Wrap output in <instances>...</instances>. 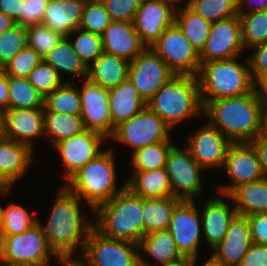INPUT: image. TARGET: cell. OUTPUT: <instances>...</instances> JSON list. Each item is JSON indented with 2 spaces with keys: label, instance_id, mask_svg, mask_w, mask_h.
Instances as JSON below:
<instances>
[{
  "label": "cell",
  "instance_id": "6da1fadb",
  "mask_svg": "<svg viewBox=\"0 0 267 266\" xmlns=\"http://www.w3.org/2000/svg\"><path fill=\"white\" fill-rule=\"evenodd\" d=\"M203 115L231 143L252 142L261 136L267 110L256 90L239 97L209 101Z\"/></svg>",
  "mask_w": 267,
  "mask_h": 266
},
{
  "label": "cell",
  "instance_id": "7a4b0ae2",
  "mask_svg": "<svg viewBox=\"0 0 267 266\" xmlns=\"http://www.w3.org/2000/svg\"><path fill=\"white\" fill-rule=\"evenodd\" d=\"M79 201L80 198L76 194L65 185L61 186L50 216L42 226L48 245L57 256H73L77 244L81 246V254L88 234L93 228V222L80 213Z\"/></svg>",
  "mask_w": 267,
  "mask_h": 266
},
{
  "label": "cell",
  "instance_id": "3957f363",
  "mask_svg": "<svg viewBox=\"0 0 267 266\" xmlns=\"http://www.w3.org/2000/svg\"><path fill=\"white\" fill-rule=\"evenodd\" d=\"M142 212L143 198L125 187L93 211V227L105 237L139 244L144 237Z\"/></svg>",
  "mask_w": 267,
  "mask_h": 266
},
{
  "label": "cell",
  "instance_id": "277c9868",
  "mask_svg": "<svg viewBox=\"0 0 267 266\" xmlns=\"http://www.w3.org/2000/svg\"><path fill=\"white\" fill-rule=\"evenodd\" d=\"M236 59L201 62L197 79L203 107L209 101L239 97L255 90L248 59L246 65Z\"/></svg>",
  "mask_w": 267,
  "mask_h": 266
},
{
  "label": "cell",
  "instance_id": "5b68a950",
  "mask_svg": "<svg viewBox=\"0 0 267 266\" xmlns=\"http://www.w3.org/2000/svg\"><path fill=\"white\" fill-rule=\"evenodd\" d=\"M171 130L185 119L203 115L197 76L174 75L146 103Z\"/></svg>",
  "mask_w": 267,
  "mask_h": 266
},
{
  "label": "cell",
  "instance_id": "8992f818",
  "mask_svg": "<svg viewBox=\"0 0 267 266\" xmlns=\"http://www.w3.org/2000/svg\"><path fill=\"white\" fill-rule=\"evenodd\" d=\"M112 148L103 150L94 159L75 172L64 184L72 193L88 203L92 211L109 202L121 192L117 190V176Z\"/></svg>",
  "mask_w": 267,
  "mask_h": 266
},
{
  "label": "cell",
  "instance_id": "52a82bcc",
  "mask_svg": "<svg viewBox=\"0 0 267 266\" xmlns=\"http://www.w3.org/2000/svg\"><path fill=\"white\" fill-rule=\"evenodd\" d=\"M51 256L57 257L48 245L39 220L23 233L0 240V262L6 265L47 266Z\"/></svg>",
  "mask_w": 267,
  "mask_h": 266
},
{
  "label": "cell",
  "instance_id": "ba28073f",
  "mask_svg": "<svg viewBox=\"0 0 267 266\" xmlns=\"http://www.w3.org/2000/svg\"><path fill=\"white\" fill-rule=\"evenodd\" d=\"M138 250L139 244L105 237L93 227L80 256L90 266H153Z\"/></svg>",
  "mask_w": 267,
  "mask_h": 266
},
{
  "label": "cell",
  "instance_id": "9c48e42d",
  "mask_svg": "<svg viewBox=\"0 0 267 266\" xmlns=\"http://www.w3.org/2000/svg\"><path fill=\"white\" fill-rule=\"evenodd\" d=\"M171 128L147 106L115 126L110 138L130 145L132 150L162 141H170Z\"/></svg>",
  "mask_w": 267,
  "mask_h": 266
},
{
  "label": "cell",
  "instance_id": "30bf717a",
  "mask_svg": "<svg viewBox=\"0 0 267 266\" xmlns=\"http://www.w3.org/2000/svg\"><path fill=\"white\" fill-rule=\"evenodd\" d=\"M151 48L175 75L197 76L201 65L199 52L175 23L165 29Z\"/></svg>",
  "mask_w": 267,
  "mask_h": 266
},
{
  "label": "cell",
  "instance_id": "8fae6325",
  "mask_svg": "<svg viewBox=\"0 0 267 266\" xmlns=\"http://www.w3.org/2000/svg\"><path fill=\"white\" fill-rule=\"evenodd\" d=\"M203 168L192 158L189 149L173 146L167 156L165 170L169 176L172 196L194 201L203 190L199 172ZM181 191V192H180Z\"/></svg>",
  "mask_w": 267,
  "mask_h": 266
},
{
  "label": "cell",
  "instance_id": "7c38bea8",
  "mask_svg": "<svg viewBox=\"0 0 267 266\" xmlns=\"http://www.w3.org/2000/svg\"><path fill=\"white\" fill-rule=\"evenodd\" d=\"M174 75L164 60L151 47H146L129 62L128 79L138 89L140 97L146 103Z\"/></svg>",
  "mask_w": 267,
  "mask_h": 266
},
{
  "label": "cell",
  "instance_id": "4fadbf2b",
  "mask_svg": "<svg viewBox=\"0 0 267 266\" xmlns=\"http://www.w3.org/2000/svg\"><path fill=\"white\" fill-rule=\"evenodd\" d=\"M223 168L231 180V185H221L218 190L224 198L239 186L264 178L257 151L251 142L231 143Z\"/></svg>",
  "mask_w": 267,
  "mask_h": 266
},
{
  "label": "cell",
  "instance_id": "5bb4252c",
  "mask_svg": "<svg viewBox=\"0 0 267 266\" xmlns=\"http://www.w3.org/2000/svg\"><path fill=\"white\" fill-rule=\"evenodd\" d=\"M79 89L80 95V117L84 128L101 134L104 138L112 135V118L109 108V89L90 82L88 79L82 81Z\"/></svg>",
  "mask_w": 267,
  "mask_h": 266
},
{
  "label": "cell",
  "instance_id": "9a60e30c",
  "mask_svg": "<svg viewBox=\"0 0 267 266\" xmlns=\"http://www.w3.org/2000/svg\"><path fill=\"white\" fill-rule=\"evenodd\" d=\"M243 50L240 19L235 16L212 23L199 58L200 62L239 58Z\"/></svg>",
  "mask_w": 267,
  "mask_h": 266
},
{
  "label": "cell",
  "instance_id": "2e32d148",
  "mask_svg": "<svg viewBox=\"0 0 267 266\" xmlns=\"http://www.w3.org/2000/svg\"><path fill=\"white\" fill-rule=\"evenodd\" d=\"M195 201L182 200L174 209L168 231L183 257L197 260L201 234V217Z\"/></svg>",
  "mask_w": 267,
  "mask_h": 266
},
{
  "label": "cell",
  "instance_id": "e0dca14e",
  "mask_svg": "<svg viewBox=\"0 0 267 266\" xmlns=\"http://www.w3.org/2000/svg\"><path fill=\"white\" fill-rule=\"evenodd\" d=\"M185 145L192 158L204 169L222 168L231 142L209 122L189 135Z\"/></svg>",
  "mask_w": 267,
  "mask_h": 266
},
{
  "label": "cell",
  "instance_id": "ac0fdd59",
  "mask_svg": "<svg viewBox=\"0 0 267 266\" xmlns=\"http://www.w3.org/2000/svg\"><path fill=\"white\" fill-rule=\"evenodd\" d=\"M176 6L164 0H143L133 25L146 47H151L175 22Z\"/></svg>",
  "mask_w": 267,
  "mask_h": 266
},
{
  "label": "cell",
  "instance_id": "d6986e66",
  "mask_svg": "<svg viewBox=\"0 0 267 266\" xmlns=\"http://www.w3.org/2000/svg\"><path fill=\"white\" fill-rule=\"evenodd\" d=\"M252 243L247 216L236 214L224 239L212 249L213 253L209 259L217 266H239Z\"/></svg>",
  "mask_w": 267,
  "mask_h": 266
},
{
  "label": "cell",
  "instance_id": "ffe728a7",
  "mask_svg": "<svg viewBox=\"0 0 267 266\" xmlns=\"http://www.w3.org/2000/svg\"><path fill=\"white\" fill-rule=\"evenodd\" d=\"M104 137L85 129L72 138L61 141L54 147L60 153L66 169L64 178L67 181L75 172L94 159L102 150Z\"/></svg>",
  "mask_w": 267,
  "mask_h": 266
},
{
  "label": "cell",
  "instance_id": "44dd1931",
  "mask_svg": "<svg viewBox=\"0 0 267 266\" xmlns=\"http://www.w3.org/2000/svg\"><path fill=\"white\" fill-rule=\"evenodd\" d=\"M44 136V108L5 110L3 137L34 149L32 139Z\"/></svg>",
  "mask_w": 267,
  "mask_h": 266
},
{
  "label": "cell",
  "instance_id": "7402d4cb",
  "mask_svg": "<svg viewBox=\"0 0 267 266\" xmlns=\"http://www.w3.org/2000/svg\"><path fill=\"white\" fill-rule=\"evenodd\" d=\"M101 36L105 53L129 62L146 48L131 22L111 21Z\"/></svg>",
  "mask_w": 267,
  "mask_h": 266
},
{
  "label": "cell",
  "instance_id": "603a6c76",
  "mask_svg": "<svg viewBox=\"0 0 267 266\" xmlns=\"http://www.w3.org/2000/svg\"><path fill=\"white\" fill-rule=\"evenodd\" d=\"M200 215L202 232L211 250L214 249L226 235L231 220L237 214L235 206L232 207L222 198H210L202 208Z\"/></svg>",
  "mask_w": 267,
  "mask_h": 266
},
{
  "label": "cell",
  "instance_id": "cb8c5ba5",
  "mask_svg": "<svg viewBox=\"0 0 267 266\" xmlns=\"http://www.w3.org/2000/svg\"><path fill=\"white\" fill-rule=\"evenodd\" d=\"M88 0H49L42 24L68 37L79 28Z\"/></svg>",
  "mask_w": 267,
  "mask_h": 266
},
{
  "label": "cell",
  "instance_id": "d4e9b609",
  "mask_svg": "<svg viewBox=\"0 0 267 266\" xmlns=\"http://www.w3.org/2000/svg\"><path fill=\"white\" fill-rule=\"evenodd\" d=\"M146 107L138 89L127 79L116 87L109 89V108L112 118V134L115 126L129 120Z\"/></svg>",
  "mask_w": 267,
  "mask_h": 266
},
{
  "label": "cell",
  "instance_id": "484cf974",
  "mask_svg": "<svg viewBox=\"0 0 267 266\" xmlns=\"http://www.w3.org/2000/svg\"><path fill=\"white\" fill-rule=\"evenodd\" d=\"M128 67V60L103 52L88 66L87 79L105 89H111L128 79Z\"/></svg>",
  "mask_w": 267,
  "mask_h": 266
},
{
  "label": "cell",
  "instance_id": "4316f807",
  "mask_svg": "<svg viewBox=\"0 0 267 266\" xmlns=\"http://www.w3.org/2000/svg\"><path fill=\"white\" fill-rule=\"evenodd\" d=\"M33 153L26 144L0 138V168L13 183L23 178L34 160Z\"/></svg>",
  "mask_w": 267,
  "mask_h": 266
},
{
  "label": "cell",
  "instance_id": "83f0119b",
  "mask_svg": "<svg viewBox=\"0 0 267 266\" xmlns=\"http://www.w3.org/2000/svg\"><path fill=\"white\" fill-rule=\"evenodd\" d=\"M126 187L142 198H167L172 196L169 176L165 168L151 171H133Z\"/></svg>",
  "mask_w": 267,
  "mask_h": 266
},
{
  "label": "cell",
  "instance_id": "f1b7e54d",
  "mask_svg": "<svg viewBox=\"0 0 267 266\" xmlns=\"http://www.w3.org/2000/svg\"><path fill=\"white\" fill-rule=\"evenodd\" d=\"M226 196L232 199L237 214L250 216L267 212V179L243 184Z\"/></svg>",
  "mask_w": 267,
  "mask_h": 266
},
{
  "label": "cell",
  "instance_id": "f546056e",
  "mask_svg": "<svg viewBox=\"0 0 267 266\" xmlns=\"http://www.w3.org/2000/svg\"><path fill=\"white\" fill-rule=\"evenodd\" d=\"M182 200L174 196L167 198H143L142 220L144 236L169 227L175 207Z\"/></svg>",
  "mask_w": 267,
  "mask_h": 266
},
{
  "label": "cell",
  "instance_id": "4dcf8cb0",
  "mask_svg": "<svg viewBox=\"0 0 267 266\" xmlns=\"http://www.w3.org/2000/svg\"><path fill=\"white\" fill-rule=\"evenodd\" d=\"M43 59L58 72L60 77L61 73L65 72L72 74V77L77 75L83 80L87 79L88 67L75 53L67 37H64Z\"/></svg>",
  "mask_w": 267,
  "mask_h": 266
},
{
  "label": "cell",
  "instance_id": "1f68e13d",
  "mask_svg": "<svg viewBox=\"0 0 267 266\" xmlns=\"http://www.w3.org/2000/svg\"><path fill=\"white\" fill-rule=\"evenodd\" d=\"M174 23L180 28L192 46L200 53L210 34L212 22L203 19L186 5L182 8H176Z\"/></svg>",
  "mask_w": 267,
  "mask_h": 266
},
{
  "label": "cell",
  "instance_id": "d6a6232c",
  "mask_svg": "<svg viewBox=\"0 0 267 266\" xmlns=\"http://www.w3.org/2000/svg\"><path fill=\"white\" fill-rule=\"evenodd\" d=\"M139 248L140 253H146L158 261V266L183 258L168 230L146 234L140 241Z\"/></svg>",
  "mask_w": 267,
  "mask_h": 266
},
{
  "label": "cell",
  "instance_id": "836d02e7",
  "mask_svg": "<svg viewBox=\"0 0 267 266\" xmlns=\"http://www.w3.org/2000/svg\"><path fill=\"white\" fill-rule=\"evenodd\" d=\"M80 115L44 112V135L49 136L53 147L84 131Z\"/></svg>",
  "mask_w": 267,
  "mask_h": 266
},
{
  "label": "cell",
  "instance_id": "e575fe53",
  "mask_svg": "<svg viewBox=\"0 0 267 266\" xmlns=\"http://www.w3.org/2000/svg\"><path fill=\"white\" fill-rule=\"evenodd\" d=\"M80 110L79 89L75 87L73 79L57 87L44 100V112L80 115Z\"/></svg>",
  "mask_w": 267,
  "mask_h": 266
},
{
  "label": "cell",
  "instance_id": "d590c367",
  "mask_svg": "<svg viewBox=\"0 0 267 266\" xmlns=\"http://www.w3.org/2000/svg\"><path fill=\"white\" fill-rule=\"evenodd\" d=\"M8 108H44L45 97L40 94L27 78L8 76Z\"/></svg>",
  "mask_w": 267,
  "mask_h": 266
},
{
  "label": "cell",
  "instance_id": "8d00e7d4",
  "mask_svg": "<svg viewBox=\"0 0 267 266\" xmlns=\"http://www.w3.org/2000/svg\"><path fill=\"white\" fill-rule=\"evenodd\" d=\"M171 141H162L139 148L132 153L134 171H151L165 168L168 153L174 146Z\"/></svg>",
  "mask_w": 267,
  "mask_h": 266
},
{
  "label": "cell",
  "instance_id": "74e56055",
  "mask_svg": "<svg viewBox=\"0 0 267 266\" xmlns=\"http://www.w3.org/2000/svg\"><path fill=\"white\" fill-rule=\"evenodd\" d=\"M238 17L244 50L267 43V10L238 14Z\"/></svg>",
  "mask_w": 267,
  "mask_h": 266
},
{
  "label": "cell",
  "instance_id": "f35d334b",
  "mask_svg": "<svg viewBox=\"0 0 267 266\" xmlns=\"http://www.w3.org/2000/svg\"><path fill=\"white\" fill-rule=\"evenodd\" d=\"M187 6L212 23L238 16L237 0H192Z\"/></svg>",
  "mask_w": 267,
  "mask_h": 266
},
{
  "label": "cell",
  "instance_id": "ab89813d",
  "mask_svg": "<svg viewBox=\"0 0 267 266\" xmlns=\"http://www.w3.org/2000/svg\"><path fill=\"white\" fill-rule=\"evenodd\" d=\"M74 33L77 35L75 40L73 42L70 40L73 50L88 67L104 52L102 36L78 28L67 38L71 39V36L75 35Z\"/></svg>",
  "mask_w": 267,
  "mask_h": 266
},
{
  "label": "cell",
  "instance_id": "60d3db41",
  "mask_svg": "<svg viewBox=\"0 0 267 266\" xmlns=\"http://www.w3.org/2000/svg\"><path fill=\"white\" fill-rule=\"evenodd\" d=\"M29 213L27 208L16 203L3 207L4 230L2 237L21 234L36 224L38 219L32 217L33 214Z\"/></svg>",
  "mask_w": 267,
  "mask_h": 266
},
{
  "label": "cell",
  "instance_id": "b9f144b4",
  "mask_svg": "<svg viewBox=\"0 0 267 266\" xmlns=\"http://www.w3.org/2000/svg\"><path fill=\"white\" fill-rule=\"evenodd\" d=\"M63 38L64 36L43 24L26 27L27 46L42 57L48 54Z\"/></svg>",
  "mask_w": 267,
  "mask_h": 266
},
{
  "label": "cell",
  "instance_id": "7bdbcfd3",
  "mask_svg": "<svg viewBox=\"0 0 267 266\" xmlns=\"http://www.w3.org/2000/svg\"><path fill=\"white\" fill-rule=\"evenodd\" d=\"M111 18L101 0H88L84 8L79 28L102 35Z\"/></svg>",
  "mask_w": 267,
  "mask_h": 266
},
{
  "label": "cell",
  "instance_id": "ee69618b",
  "mask_svg": "<svg viewBox=\"0 0 267 266\" xmlns=\"http://www.w3.org/2000/svg\"><path fill=\"white\" fill-rule=\"evenodd\" d=\"M26 28L16 24L0 34V68L9 63L25 46Z\"/></svg>",
  "mask_w": 267,
  "mask_h": 266
},
{
  "label": "cell",
  "instance_id": "f6af8a7d",
  "mask_svg": "<svg viewBox=\"0 0 267 266\" xmlns=\"http://www.w3.org/2000/svg\"><path fill=\"white\" fill-rule=\"evenodd\" d=\"M27 79L44 97L65 82L58 72L44 60L31 71Z\"/></svg>",
  "mask_w": 267,
  "mask_h": 266
},
{
  "label": "cell",
  "instance_id": "bcb514c9",
  "mask_svg": "<svg viewBox=\"0 0 267 266\" xmlns=\"http://www.w3.org/2000/svg\"><path fill=\"white\" fill-rule=\"evenodd\" d=\"M43 60L40 54L26 45L3 69L8 76L27 78L31 71Z\"/></svg>",
  "mask_w": 267,
  "mask_h": 266
},
{
  "label": "cell",
  "instance_id": "7dc6e473",
  "mask_svg": "<svg viewBox=\"0 0 267 266\" xmlns=\"http://www.w3.org/2000/svg\"><path fill=\"white\" fill-rule=\"evenodd\" d=\"M111 21L133 23L137 9L143 0H101Z\"/></svg>",
  "mask_w": 267,
  "mask_h": 266
},
{
  "label": "cell",
  "instance_id": "c3c4849f",
  "mask_svg": "<svg viewBox=\"0 0 267 266\" xmlns=\"http://www.w3.org/2000/svg\"><path fill=\"white\" fill-rule=\"evenodd\" d=\"M49 0H23L21 26L29 27L42 24L45 9Z\"/></svg>",
  "mask_w": 267,
  "mask_h": 266
},
{
  "label": "cell",
  "instance_id": "681fc988",
  "mask_svg": "<svg viewBox=\"0 0 267 266\" xmlns=\"http://www.w3.org/2000/svg\"><path fill=\"white\" fill-rule=\"evenodd\" d=\"M253 53L247 57L251 75L256 81L267 72V43L252 47Z\"/></svg>",
  "mask_w": 267,
  "mask_h": 266
},
{
  "label": "cell",
  "instance_id": "f907efd6",
  "mask_svg": "<svg viewBox=\"0 0 267 266\" xmlns=\"http://www.w3.org/2000/svg\"><path fill=\"white\" fill-rule=\"evenodd\" d=\"M253 243L267 245V212L247 216Z\"/></svg>",
  "mask_w": 267,
  "mask_h": 266
},
{
  "label": "cell",
  "instance_id": "816d5d0a",
  "mask_svg": "<svg viewBox=\"0 0 267 266\" xmlns=\"http://www.w3.org/2000/svg\"><path fill=\"white\" fill-rule=\"evenodd\" d=\"M239 266H267V245L252 243Z\"/></svg>",
  "mask_w": 267,
  "mask_h": 266
},
{
  "label": "cell",
  "instance_id": "f5cc1de1",
  "mask_svg": "<svg viewBox=\"0 0 267 266\" xmlns=\"http://www.w3.org/2000/svg\"><path fill=\"white\" fill-rule=\"evenodd\" d=\"M22 3L23 0H0V12L21 26Z\"/></svg>",
  "mask_w": 267,
  "mask_h": 266
},
{
  "label": "cell",
  "instance_id": "db71d44e",
  "mask_svg": "<svg viewBox=\"0 0 267 266\" xmlns=\"http://www.w3.org/2000/svg\"><path fill=\"white\" fill-rule=\"evenodd\" d=\"M245 6L248 7L246 9L247 11L244 8ZM237 10L238 14H246L255 11H266L267 0H237Z\"/></svg>",
  "mask_w": 267,
  "mask_h": 266
},
{
  "label": "cell",
  "instance_id": "11a10c76",
  "mask_svg": "<svg viewBox=\"0 0 267 266\" xmlns=\"http://www.w3.org/2000/svg\"><path fill=\"white\" fill-rule=\"evenodd\" d=\"M251 143L257 151L263 176L267 179V142L261 136H258Z\"/></svg>",
  "mask_w": 267,
  "mask_h": 266
},
{
  "label": "cell",
  "instance_id": "9f6ffc18",
  "mask_svg": "<svg viewBox=\"0 0 267 266\" xmlns=\"http://www.w3.org/2000/svg\"><path fill=\"white\" fill-rule=\"evenodd\" d=\"M9 104V88L8 75L3 68H0V108L4 111L8 109Z\"/></svg>",
  "mask_w": 267,
  "mask_h": 266
},
{
  "label": "cell",
  "instance_id": "6f0895ef",
  "mask_svg": "<svg viewBox=\"0 0 267 266\" xmlns=\"http://www.w3.org/2000/svg\"><path fill=\"white\" fill-rule=\"evenodd\" d=\"M255 90L267 110V72L255 81Z\"/></svg>",
  "mask_w": 267,
  "mask_h": 266
},
{
  "label": "cell",
  "instance_id": "680465c9",
  "mask_svg": "<svg viewBox=\"0 0 267 266\" xmlns=\"http://www.w3.org/2000/svg\"><path fill=\"white\" fill-rule=\"evenodd\" d=\"M77 259H73L72 255L69 256H57V261L63 266H90L81 256H77Z\"/></svg>",
  "mask_w": 267,
  "mask_h": 266
},
{
  "label": "cell",
  "instance_id": "91938a15",
  "mask_svg": "<svg viewBox=\"0 0 267 266\" xmlns=\"http://www.w3.org/2000/svg\"><path fill=\"white\" fill-rule=\"evenodd\" d=\"M14 184L0 168V194L7 195Z\"/></svg>",
  "mask_w": 267,
  "mask_h": 266
},
{
  "label": "cell",
  "instance_id": "94428289",
  "mask_svg": "<svg viewBox=\"0 0 267 266\" xmlns=\"http://www.w3.org/2000/svg\"><path fill=\"white\" fill-rule=\"evenodd\" d=\"M15 25V21H13L9 16L0 12V34L11 29Z\"/></svg>",
  "mask_w": 267,
  "mask_h": 266
},
{
  "label": "cell",
  "instance_id": "6125c7cd",
  "mask_svg": "<svg viewBox=\"0 0 267 266\" xmlns=\"http://www.w3.org/2000/svg\"><path fill=\"white\" fill-rule=\"evenodd\" d=\"M195 259L189 257H183L179 260L169 262L168 264L162 266H193ZM157 266V265H154Z\"/></svg>",
  "mask_w": 267,
  "mask_h": 266
},
{
  "label": "cell",
  "instance_id": "be15d7a7",
  "mask_svg": "<svg viewBox=\"0 0 267 266\" xmlns=\"http://www.w3.org/2000/svg\"><path fill=\"white\" fill-rule=\"evenodd\" d=\"M4 118H5V111L0 108V138L4 135Z\"/></svg>",
  "mask_w": 267,
  "mask_h": 266
},
{
  "label": "cell",
  "instance_id": "e7e4bbea",
  "mask_svg": "<svg viewBox=\"0 0 267 266\" xmlns=\"http://www.w3.org/2000/svg\"><path fill=\"white\" fill-rule=\"evenodd\" d=\"M3 230H4V215H3V207L0 205V240L3 236Z\"/></svg>",
  "mask_w": 267,
  "mask_h": 266
},
{
  "label": "cell",
  "instance_id": "03108f58",
  "mask_svg": "<svg viewBox=\"0 0 267 266\" xmlns=\"http://www.w3.org/2000/svg\"><path fill=\"white\" fill-rule=\"evenodd\" d=\"M261 137L267 142V118H266L264 125H263Z\"/></svg>",
  "mask_w": 267,
  "mask_h": 266
},
{
  "label": "cell",
  "instance_id": "003e7915",
  "mask_svg": "<svg viewBox=\"0 0 267 266\" xmlns=\"http://www.w3.org/2000/svg\"><path fill=\"white\" fill-rule=\"evenodd\" d=\"M196 260L194 261L193 266H197L198 264H196ZM200 266H217L216 264H214L210 259H208L205 263L201 264Z\"/></svg>",
  "mask_w": 267,
  "mask_h": 266
},
{
  "label": "cell",
  "instance_id": "a7ac6f4b",
  "mask_svg": "<svg viewBox=\"0 0 267 266\" xmlns=\"http://www.w3.org/2000/svg\"><path fill=\"white\" fill-rule=\"evenodd\" d=\"M164 1H167V2H170V3H172L174 6H176L177 7V5L176 4H179L180 2L179 1H183V0H164Z\"/></svg>",
  "mask_w": 267,
  "mask_h": 266
},
{
  "label": "cell",
  "instance_id": "89a4df30",
  "mask_svg": "<svg viewBox=\"0 0 267 266\" xmlns=\"http://www.w3.org/2000/svg\"><path fill=\"white\" fill-rule=\"evenodd\" d=\"M0 266H12V265H6L0 262Z\"/></svg>",
  "mask_w": 267,
  "mask_h": 266
},
{
  "label": "cell",
  "instance_id": "2644e50d",
  "mask_svg": "<svg viewBox=\"0 0 267 266\" xmlns=\"http://www.w3.org/2000/svg\"><path fill=\"white\" fill-rule=\"evenodd\" d=\"M191 1H192V0H188V1L186 2V5H188Z\"/></svg>",
  "mask_w": 267,
  "mask_h": 266
}]
</instances>
